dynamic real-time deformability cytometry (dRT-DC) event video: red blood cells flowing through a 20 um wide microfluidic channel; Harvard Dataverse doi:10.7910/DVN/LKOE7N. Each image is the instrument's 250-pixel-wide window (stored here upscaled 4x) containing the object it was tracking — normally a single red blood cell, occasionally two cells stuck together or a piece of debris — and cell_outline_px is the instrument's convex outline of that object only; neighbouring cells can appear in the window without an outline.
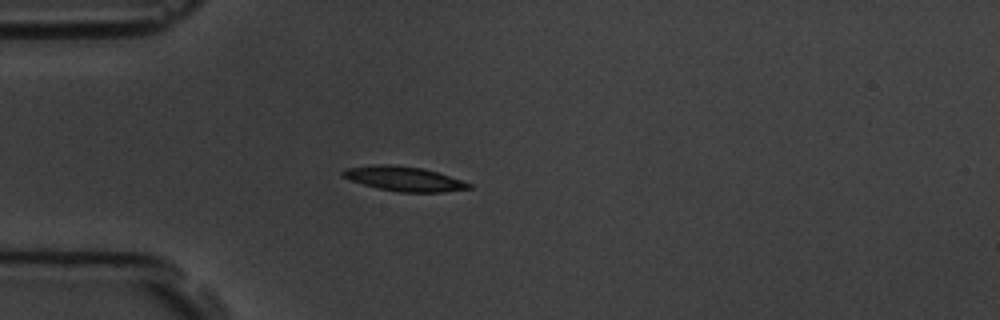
{"species": "common noctule bat (a hibernating species)", "species_latin": "Nyctalus noctula", "temperature_condition": "room temperature", "stored_images_in_passage": 1, "camera_frame_rate_fps": 3000, "um_per_image_px": 0.085, "animal": {"sex": "male", "body_mass_g": 19.5, "forearm_length_mm": 54.6}, "frame": {"image": 1, "passage_image": 1, "time_ms": 0.0, "image_size_px": [1000, 320], "cell_outline_px": [[472, 188], [444, 192], [400, 192], [380, 188], [364, 184], [340, 176], [340, 172], [344, 168], [380, 164], [388, 164], [424, 168], [472, 184]], "centroid_in_image_um": [34.32, 15.19], "position_along_channel_um": 50.7, "area_um2": 17.86}}